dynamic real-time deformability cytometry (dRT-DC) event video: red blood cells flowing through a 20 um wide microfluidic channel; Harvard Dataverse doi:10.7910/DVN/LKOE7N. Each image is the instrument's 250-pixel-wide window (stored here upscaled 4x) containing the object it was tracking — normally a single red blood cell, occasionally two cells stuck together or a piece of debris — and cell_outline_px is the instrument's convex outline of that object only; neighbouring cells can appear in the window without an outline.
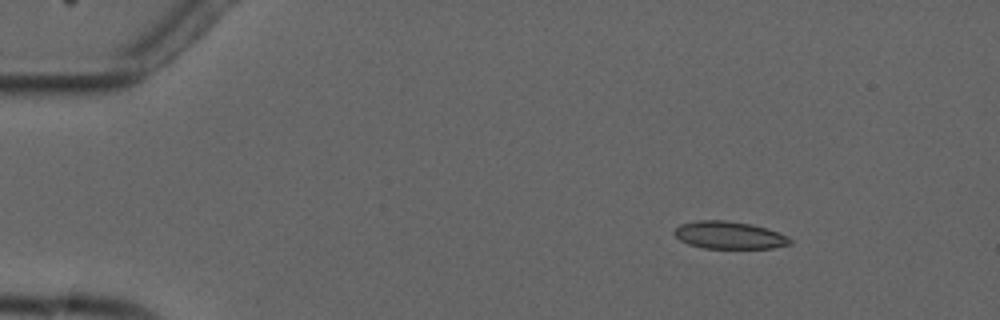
{"species": "common noctule bat (a hibernating species)", "species_latin": "Nyctalus noctula", "temperature_condition": "cold", "stored_images_in_passage": 5, "camera_frame_rate_fps": 3000, "um_per_image_px": 0.085, "animal": {"sex": "male", "forearm_length_mm": 52.5}, "frame": {"image": 1, "passage_image": 2, "time_ms": 1.0, "image_size_px": [1000, 320], "cell_outline_px": [[792, 244], [772, 248], [704, 248], [688, 244], [680, 240], [672, 232], [680, 224], [696, 220], [724, 220], [752, 224], [788, 236], [792, 240]], "centroid_in_image_um": [61.96, 19.99], "position_along_channel_um": 23.0, "area_um2": 18.5}}